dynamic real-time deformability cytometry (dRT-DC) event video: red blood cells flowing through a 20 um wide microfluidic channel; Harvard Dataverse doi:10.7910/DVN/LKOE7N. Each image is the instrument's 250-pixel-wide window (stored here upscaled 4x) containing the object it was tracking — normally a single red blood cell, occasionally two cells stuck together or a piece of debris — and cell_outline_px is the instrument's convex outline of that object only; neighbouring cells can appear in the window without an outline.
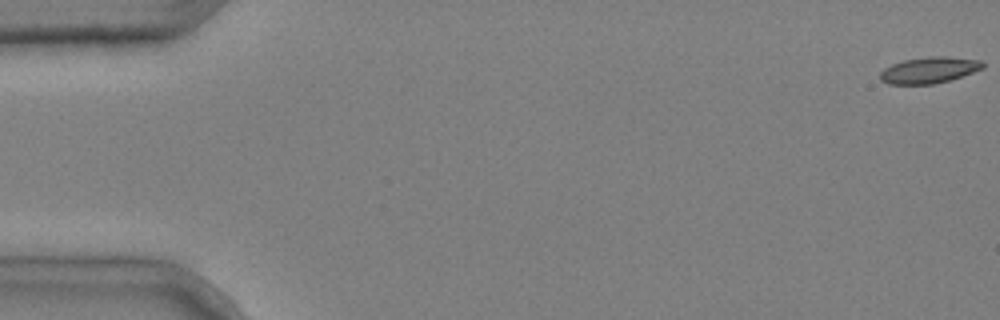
{"species": "common noctule bat (a hibernating species)", "species_latin": "Nyctalus noctula", "temperature_condition": "cold", "stored_images_in_passage": 5, "camera_frame_rate_fps": 3000, "um_per_image_px": 0.085, "animal": {"sex": "male", "body_mass_g": 20.4}, "frame": {"image": 1, "passage_image": 1, "time_ms": 0.0, "image_size_px": [1000, 320], "cell_outline_px": [[984, 68], [948, 80], [932, 84], [888, 84], [880, 80], [880, 72], [884, 68], [892, 64], [904, 60], [928, 56], [948, 56], [980, 60], [984, 64]], "centroid_in_image_um": [78.95, 5.95], "position_along_channel_um": 6.1, "area_um2": 15.61}}
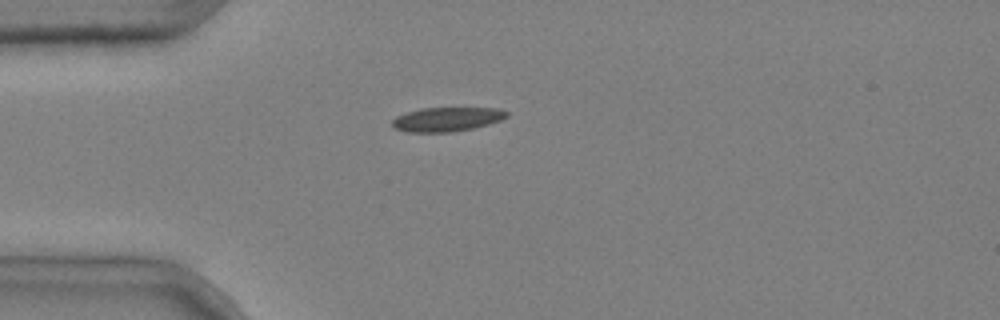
{"frame": {"image": 2, "passage_image": 5, "time_ms": 1.333, "image_size_px": [1000, 320], "cell_outline_px": [[508, 116], [500, 120], [488, 124], [472, 128], [448, 132], [408, 132], [396, 128], [392, 124], [392, 120], [396, 116], [420, 108], [496, 108], [508, 112]], "centroid_in_image_um": [37.97, 10.13], "position_along_channel_um": 47.0, "area_um2": 15.9}}